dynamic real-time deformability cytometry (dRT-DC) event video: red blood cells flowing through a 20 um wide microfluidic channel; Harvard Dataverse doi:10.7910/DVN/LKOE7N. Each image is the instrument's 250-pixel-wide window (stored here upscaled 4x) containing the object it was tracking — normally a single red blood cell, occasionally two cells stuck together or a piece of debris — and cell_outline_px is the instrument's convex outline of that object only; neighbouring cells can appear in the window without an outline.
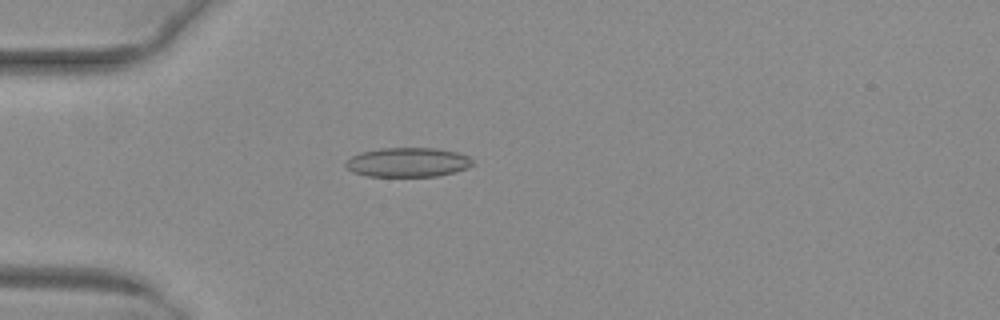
{"species": "common noctule bat (a hibernating species)", "species_latin": "Nyctalus noctula", "temperature_condition": "warm", "stored_images_in_passage": 37, "camera_frame_rate_fps": 3000, "um_per_image_px": 0.085, "animal": {"sex": "female", "body_mass_g": 29.2, "forearm_length_mm": 56.3}, "frame": {"image": 1, "passage_image": 1, "time_ms": 0.0, "image_size_px": [1000, 320], "cell_outline_px": [[472, 164], [468, 168], [456, 172], [436, 176], [368, 176], [352, 172], [344, 164], [352, 156], [360, 152], [380, 148], [436, 148], [456, 152], [468, 156], [472, 160]], "centroid_in_image_um": [34.66, 13.79], "position_along_channel_um": 50.3, "area_um2": 21.68}}
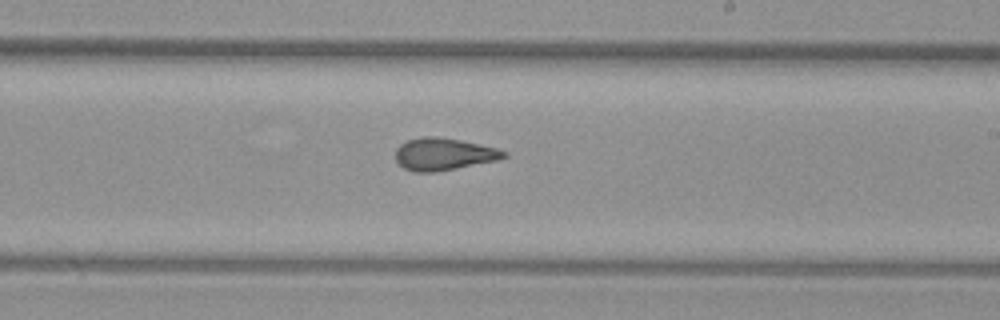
{"frame": {"image": 2, "passage_image": 17, "time_ms": 5.333, "image_size_px": [1000, 320], "cell_outline_px": [[508, 156], [500, 160], [436, 172], [416, 172], [404, 168], [396, 160], [396, 148], [400, 144], [408, 140], [420, 136], [436, 136], [460, 140], [496, 148], [508, 152]], "centroid_in_image_um": [37.73, 13.1], "position_along_channel_um": 251.3, "area_um2": 20.46}}
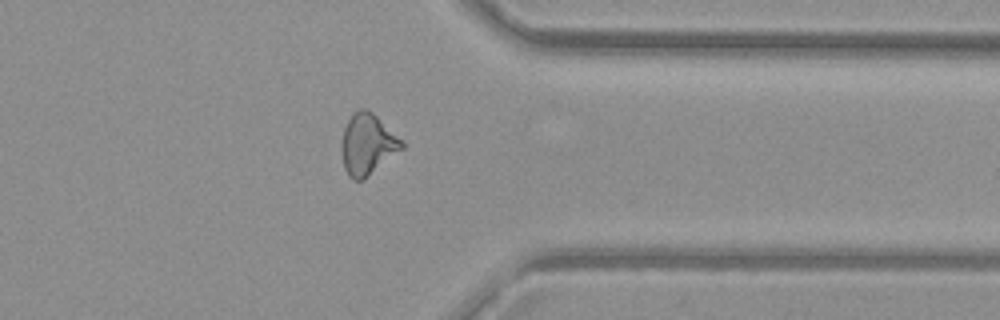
{"frame": {"image": 3, "passage_image": 27, "time_ms": 8.667, "image_size_px": [1000, 320], "cell_outline_px": [[404, 148], [364, 180], [352, 180], [348, 176], [344, 168], [340, 148], [344, 128], [352, 112], [360, 108], [364, 108], [372, 112], [404, 140]], "centroid_in_image_um": [31.24, 12.27], "position_along_channel_um": 380.2, "area_um2": 21.79}, "authors_computed_cell_mechanics": {"area_um2": 20.5768, "velocity_mm_per_s": 4.0474, "shape_relaxation_time_tau1_ms": null, "shape_relaxation_time_tau2_ms": 1.7373, "deformation_change_tau1": null, "deformation_change_tau2": 0.1077}}